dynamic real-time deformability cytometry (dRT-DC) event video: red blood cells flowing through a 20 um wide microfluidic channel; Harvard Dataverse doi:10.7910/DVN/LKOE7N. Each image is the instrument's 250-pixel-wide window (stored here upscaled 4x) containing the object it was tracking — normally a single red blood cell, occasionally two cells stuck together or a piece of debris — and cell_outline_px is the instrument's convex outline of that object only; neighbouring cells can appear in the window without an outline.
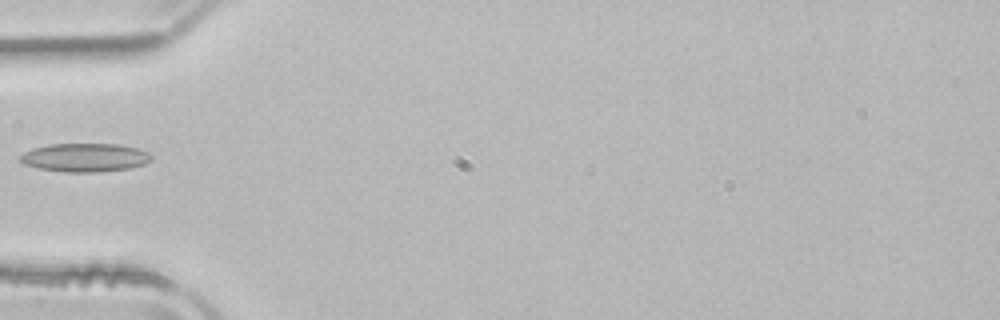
{"species": "common noctule bat (a hibernating species)", "species_latin": "Nyctalus noctula", "temperature_condition": "room temperature", "stored_images_in_passage": 5, "camera_frame_rate_fps": 3000, "um_per_image_px": 0.085, "animal": {"sex": "male", "body_mass_g": 21.5, "forearm_length_mm": 52.0}, "frame": {"image": 1, "passage_image": 1, "time_ms": 0.0, "image_size_px": [1000, 320], "cell_outline_px": [[152, 160], [144, 164], [132, 168], [100, 172], [68, 172], [36, 168], [24, 164], [20, 160], [20, 156], [24, 152], [32, 148], [48, 144], [116, 144], [136, 148], [148, 152], [152, 156]], "centroid_in_image_um": [7.22, 13.39], "position_along_channel_um": 77.8, "area_um2": 21.91}}